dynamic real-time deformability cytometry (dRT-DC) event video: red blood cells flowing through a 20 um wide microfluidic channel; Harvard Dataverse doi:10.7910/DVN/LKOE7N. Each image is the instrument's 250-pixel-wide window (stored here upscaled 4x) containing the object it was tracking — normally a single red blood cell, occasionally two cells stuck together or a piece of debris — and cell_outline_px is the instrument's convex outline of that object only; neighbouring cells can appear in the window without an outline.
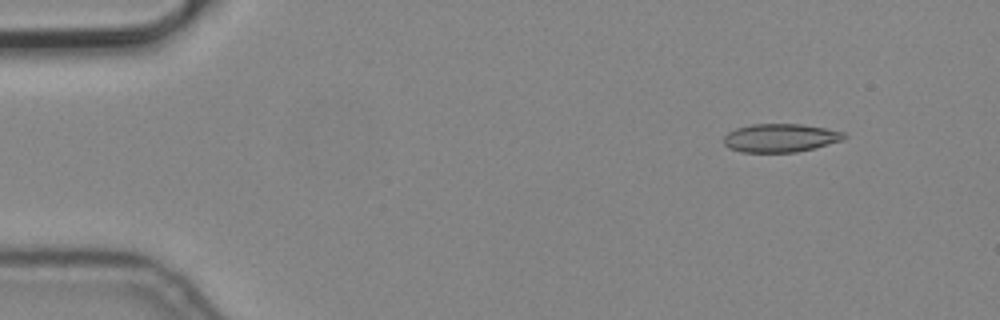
{"species": "common noctule bat (a hibernating species)", "species_latin": "Nyctalus noctula", "temperature_condition": "cold", "stored_images_in_passage": 4, "camera_frame_rate_fps": 3000, "um_per_image_px": 0.085, "animal": {"sex": "male", "body_mass_g": 19.2, "forearm_length_mm": 51.8}, "frame": {"image": 1, "passage_image": 1, "time_ms": 0.0, "image_size_px": [1000, 320], "cell_outline_px": [[848, 136], [844, 140], [816, 148], [796, 152], [740, 152], [728, 148], [724, 144], [724, 136], [728, 132], [736, 128], [752, 124], [804, 124], [844, 132]], "centroid_in_image_um": [66.35, 11.72], "position_along_channel_um": 18.6, "area_um2": 20.11}}
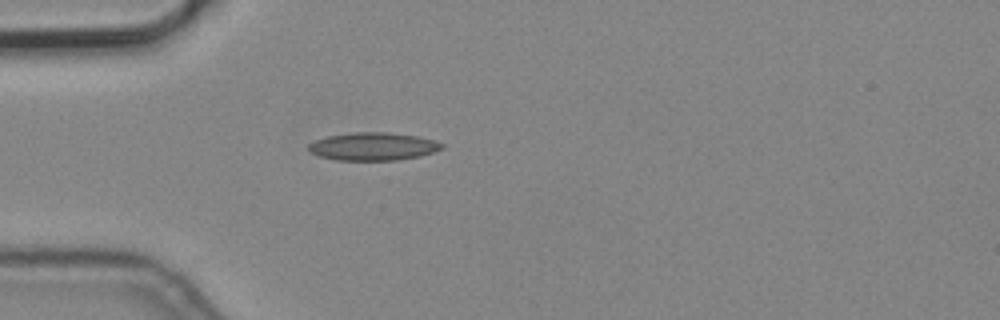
{"frame": {"image": 2, "passage_image": 4, "time_ms": 1.0, "image_size_px": [1000, 320], "cell_outline_px": [[444, 148], [420, 156], [396, 160], [336, 160], [320, 156], [312, 152], [308, 148], [308, 144], [316, 140], [328, 136], [352, 132], [388, 132], [416, 136], [432, 140], [444, 144]], "centroid_in_image_um": [31.71, 12.44], "position_along_channel_um": 53.3, "area_um2": 21.5}}